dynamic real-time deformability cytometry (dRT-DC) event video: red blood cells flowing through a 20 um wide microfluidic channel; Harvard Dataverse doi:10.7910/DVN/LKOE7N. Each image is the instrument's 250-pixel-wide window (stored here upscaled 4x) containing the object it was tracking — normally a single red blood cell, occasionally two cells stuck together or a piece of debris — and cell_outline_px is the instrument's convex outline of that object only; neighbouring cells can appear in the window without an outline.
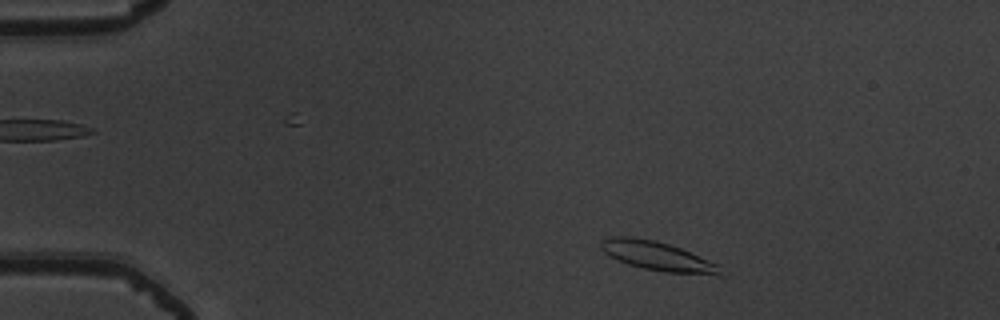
{"species": "common noctule bat (a hibernating species)", "species_latin": "Nyctalus noctula", "temperature_condition": "warm", "stored_images_in_passage": 50, "camera_frame_rate_fps": 3000, "um_per_image_px": 0.085, "animal": {"sex": "male", "body_mass_g": 19.5, "forearm_length_mm": 54.6}, "frame": {"image": 1, "passage_image": 6, "time_ms": 1.667, "image_size_px": [1000, 320], "cell_outline_px": [[720, 264], [716, 272], [668, 272], [644, 268], [628, 264], [608, 256], [600, 248], [600, 240], [608, 236], [632, 236], [656, 240], [680, 248]], "centroid_in_image_um": [55.68, 21.69], "position_along_channel_um": 29.3, "area_um2": 19.54}}
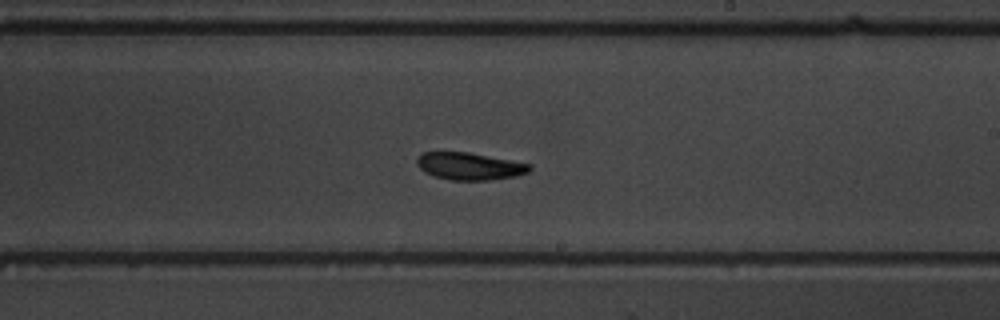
{"frame": {"image": 2, "passage_image": 29, "time_ms": 9.333, "image_size_px": [1000, 320], "cell_outline_px": [[532, 168], [528, 172], [516, 176], [488, 180], [452, 180], [432, 176], [424, 172], [416, 164], [416, 160], [424, 152], [468, 152], [532, 164]], "centroid_in_image_um": [39.91, 14.13], "position_along_channel_um": 249.1, "area_um2": 17.92}}
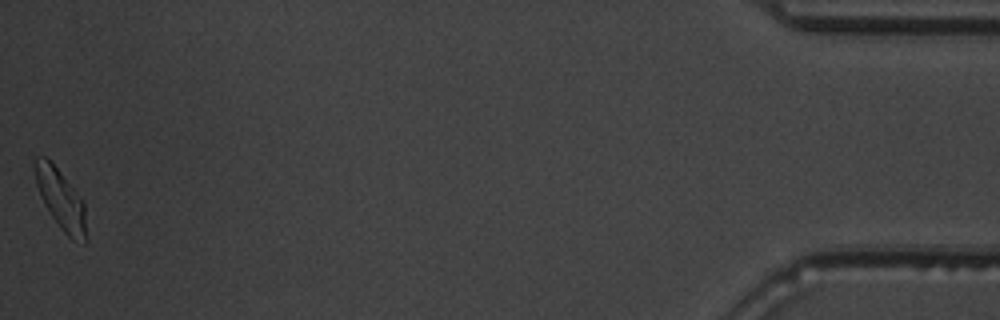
{"frame": {"image": 3, "passage_image": 50, "time_ms": 16.333, "image_size_px": [1000, 320], "cell_outline_px": [[88, 240], [84, 244], [72, 240], [60, 228], [44, 204], [40, 196], [36, 184], [32, 164], [32, 160], [36, 156], [44, 156], [56, 168], [84, 200], [88, 236]], "centroid_in_image_um": [5.18, 16.99], "position_along_channel_um": 430.0, "area_um2": 18.38}, "authors_computed_cell_mechanics": {"area_um2": 18.5249, "velocity_mm_per_s": 3.8314, "shape_relaxation_time_tau1_ms": 3.0494, "shape_relaxation_time_tau2_ms": 3.0338, "deformation_change_tau1": 0.164, "deformation_change_tau2": 0.0988}}